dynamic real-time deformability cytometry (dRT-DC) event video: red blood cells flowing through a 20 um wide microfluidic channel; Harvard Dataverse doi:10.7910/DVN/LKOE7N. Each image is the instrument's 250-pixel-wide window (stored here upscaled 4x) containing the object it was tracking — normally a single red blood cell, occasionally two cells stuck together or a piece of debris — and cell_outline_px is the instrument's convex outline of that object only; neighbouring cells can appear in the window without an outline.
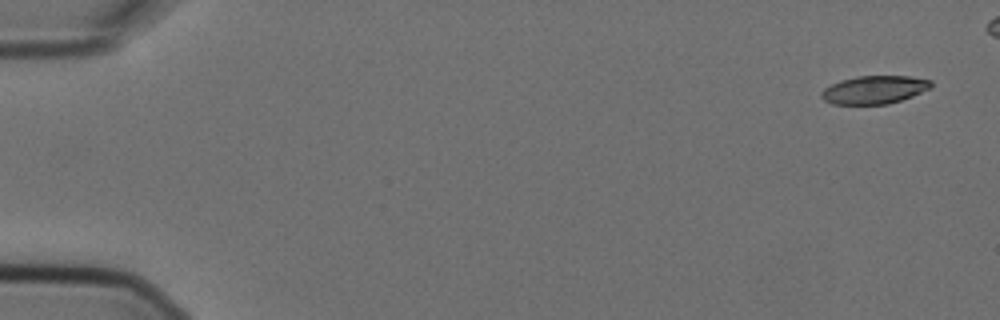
{"species": "Egyptian fruit bat (a non-hibernating species)", "species_latin": "Rousettus aegyptiacus", "temperature_condition": "cold", "stored_images_in_passage": 5, "camera_frame_rate_fps": 3000, "um_per_image_px": 0.085, "animal": {"sex": "female"}, "frame": {"image": 1, "passage_image": 1, "time_ms": 0.0, "image_size_px": [1000, 320], "cell_outline_px": [[932, 88], [912, 96], [888, 104], [832, 104], [824, 100], [820, 96], [820, 92], [824, 88], [840, 80], [856, 76], [912, 76], [932, 80]], "centroid_in_image_um": [74.32, 7.62], "position_along_channel_um": 10.7, "area_um2": 18.09}}